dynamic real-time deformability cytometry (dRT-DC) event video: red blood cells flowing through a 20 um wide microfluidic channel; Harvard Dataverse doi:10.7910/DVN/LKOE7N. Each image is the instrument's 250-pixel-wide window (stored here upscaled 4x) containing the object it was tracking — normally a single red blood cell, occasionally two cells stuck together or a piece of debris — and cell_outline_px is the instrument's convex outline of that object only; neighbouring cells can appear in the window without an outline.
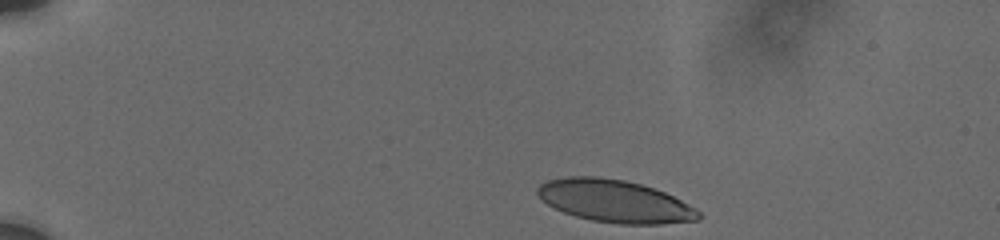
{"species": "human", "species_latin": "Homo sapiens", "temperature_condition": "cold", "stored_images_in_passage": 12, "camera_frame_rate_fps": 3000, "um_per_image_px": 0.085, "donor": {"sex": "male"}, "frame": {"image": 1, "passage_image": 1, "time_ms": 0.0, "image_size_px": [1000, 240], "cell_outline_px": [[704, 216], [700, 220], [660, 224], [620, 224], [592, 220], [576, 216], [564, 212], [540, 200], [536, 192], [536, 188], [540, 184], [548, 180], [568, 176], [600, 176], [624, 180], [640, 184], [664, 192], [696, 208]], "centroid_in_image_um": [52.25, 17.09], "position_along_channel_um": 32.7, "area_um2": 39.94}}